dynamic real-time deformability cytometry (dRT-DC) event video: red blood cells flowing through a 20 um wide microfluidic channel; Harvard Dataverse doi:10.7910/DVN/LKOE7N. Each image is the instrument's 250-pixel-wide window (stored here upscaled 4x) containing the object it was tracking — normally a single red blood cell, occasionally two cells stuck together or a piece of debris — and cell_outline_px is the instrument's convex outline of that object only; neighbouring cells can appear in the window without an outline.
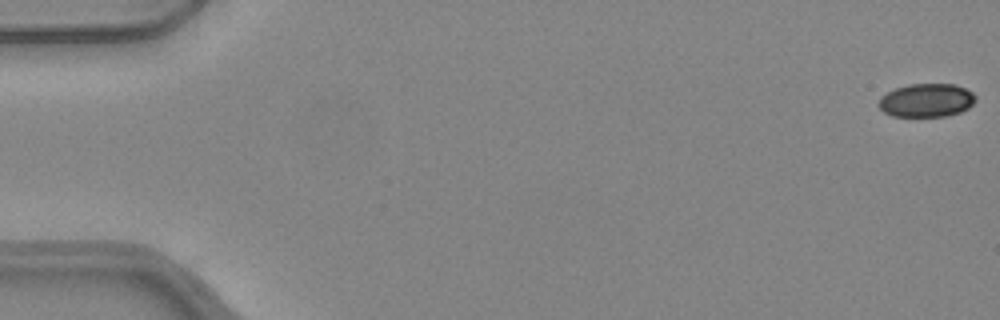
{"species": "common noctule bat (a hibernating species)", "species_latin": "Nyctalus noctula", "temperature_condition": "warm", "stored_images_in_passage": 52, "camera_frame_rate_fps": 3000, "um_per_image_px": 0.085, "animal": {"sex": "female", "body_mass_g": 24.6, "forearm_length_mm": 56.2}, "frame": {"image": 1, "passage_image": 1, "time_ms": 0.0, "image_size_px": [1000, 320], "cell_outline_px": [[976, 100], [968, 108], [960, 112], [944, 116], [892, 116], [884, 112], [876, 104], [880, 96], [896, 88], [908, 84], [956, 84], [972, 92], [976, 96]], "centroid_in_image_um": [78.73, 8.52], "position_along_channel_um": 6.3, "area_um2": 18.96}}
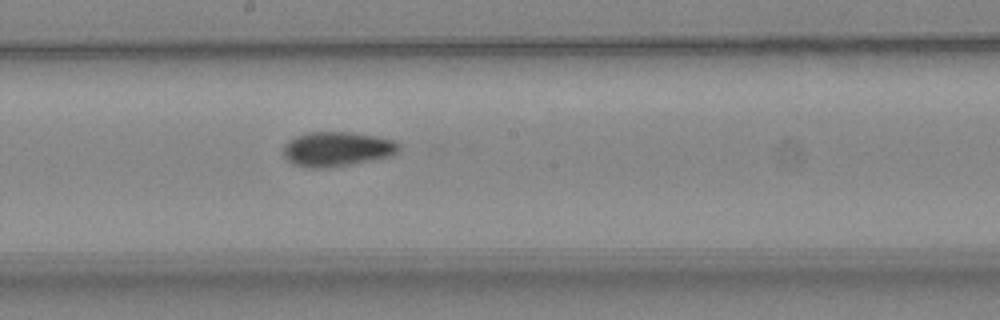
{"frame": {"image": 2, "passage_image": 29, "time_ms": 9.333, "image_size_px": [1000, 320], "cell_outline_px": [[400, 152], [392, 156], [352, 164], [324, 168], [312, 168], [296, 164], [288, 160], [284, 156], [284, 144], [288, 140], [296, 136], [308, 132], [352, 132], [376, 136], [392, 140], [400, 144]], "centroid_in_image_um": [28.68, 12.66], "position_along_channel_um": 219.5, "area_um2": 23.35}}
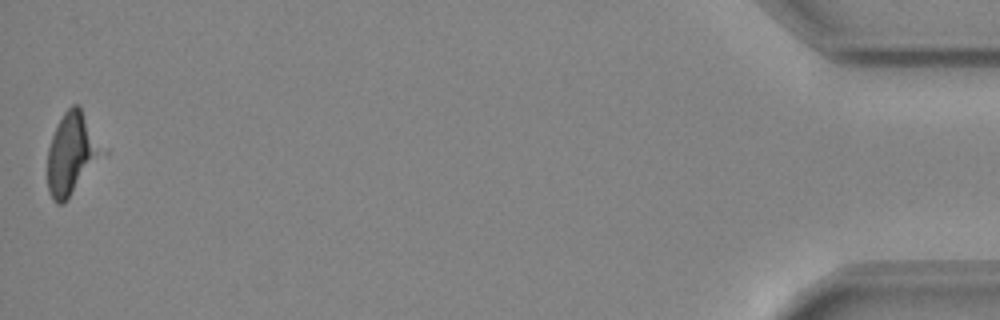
{"frame": {"image": 3, "passage_image": 52, "time_ms": 17.0, "image_size_px": [1000, 320], "cell_outline_px": [[108, 156], [68, 200], [64, 204], [56, 204], [52, 200], [48, 192], [48, 148], [52, 136], [64, 112], [72, 104], [80, 104], [108, 148]], "centroid_in_image_um": [6.23, 13.09], "position_along_channel_um": 429.0, "area_um2": 27.98}, "authors_computed_cell_mechanics": {"area_um2": 22.6576, "velocity_mm_per_s": 4.0104, "shape_relaxation_time_tau1_ms": null, "shape_relaxation_time_tau2_ms": 4.8581, "deformation_change_tau1": null, "deformation_change_tau2": 0.086}}